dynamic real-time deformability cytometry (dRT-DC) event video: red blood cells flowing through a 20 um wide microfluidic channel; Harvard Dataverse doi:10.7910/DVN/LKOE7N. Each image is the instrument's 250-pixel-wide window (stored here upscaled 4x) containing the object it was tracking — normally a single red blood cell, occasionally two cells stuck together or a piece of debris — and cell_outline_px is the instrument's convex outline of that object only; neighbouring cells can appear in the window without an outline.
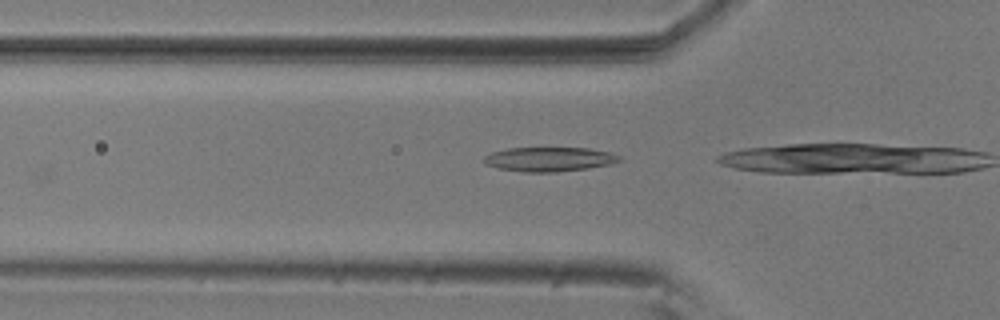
{"species": "common noctule bat (a hibernating species)", "species_latin": "Nyctalus noctula", "temperature_condition": "room temperature", "stored_images_in_passage": 6, "camera_frame_rate_fps": 3000, "um_per_image_px": 0.085, "animal": {"sex": "male", "body_mass_g": 20.5, "forearm_length_mm": 52.5}, "frame": {"image": 1, "passage_image": 2, "time_ms": 0.333, "image_size_px": [1000, 320], "cell_outline_px": [[624, 160], [612, 164], [588, 168], [556, 172], [524, 172], [496, 168], [484, 164], [484, 156], [492, 152], [508, 148], [588, 148], [608, 152], [620, 156]], "centroid_in_image_um": [46.69, 13.54], "position_along_channel_um": 79.1, "area_um2": 19.31}}
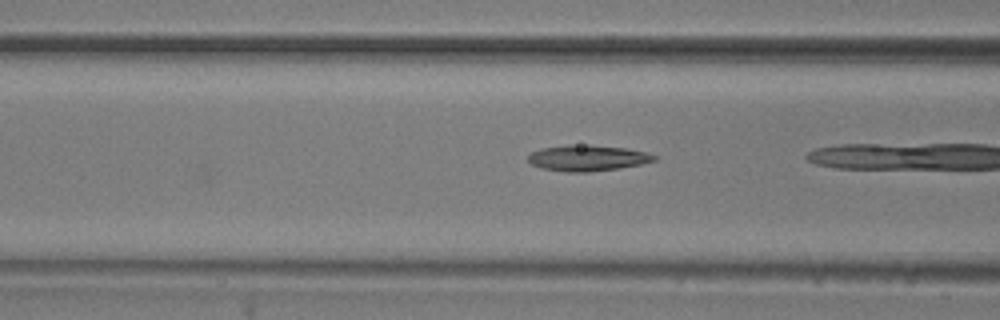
{"frame": {"image": 2, "passage_image": 5, "time_ms": 1.333, "image_size_px": [1000, 320], "cell_outline_px": [[656, 160], [640, 164], [620, 168], [588, 172], [564, 172], [540, 168], [532, 164], [528, 160], [528, 156], [532, 152], [544, 148], [568, 144], [588, 144], [624, 148], [644, 152], [656, 156]], "centroid_in_image_um": [49.91, 13.43], "position_along_channel_um": 116.7, "area_um2": 19.02}}